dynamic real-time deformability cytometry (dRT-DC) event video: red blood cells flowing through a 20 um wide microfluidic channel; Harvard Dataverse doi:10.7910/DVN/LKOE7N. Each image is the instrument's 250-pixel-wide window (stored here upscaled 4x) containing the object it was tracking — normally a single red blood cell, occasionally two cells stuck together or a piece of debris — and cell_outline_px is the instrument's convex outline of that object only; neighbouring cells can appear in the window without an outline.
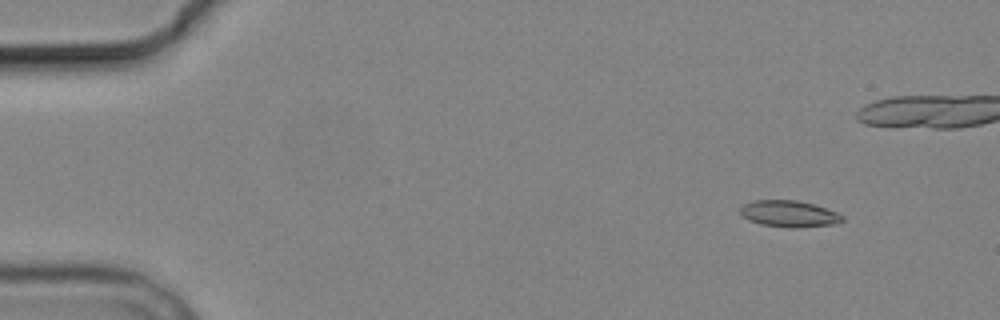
{"species": "common noctule bat (a hibernating species)", "species_latin": "Nyctalus noctula", "temperature_condition": "cold", "stored_images_in_passage": 4, "camera_frame_rate_fps": 3000, "um_per_image_px": 0.085, "animal": {"sex": "male", "body_mass_g": 19.2, "forearm_length_mm": 51.8}, "frame": {"image": 1, "passage_image": 2, "time_ms": 1.0, "image_size_px": [1000, 320], "cell_outline_px": [[844, 220], [840, 224], [796, 228], [792, 228], [760, 224], [748, 220], [740, 212], [740, 208], [744, 204], [752, 200], [796, 200], [812, 204], [836, 212], [844, 216]], "centroid_in_image_um": [67.09, 18.18], "position_along_channel_um": 17.9, "area_um2": 15.84}}